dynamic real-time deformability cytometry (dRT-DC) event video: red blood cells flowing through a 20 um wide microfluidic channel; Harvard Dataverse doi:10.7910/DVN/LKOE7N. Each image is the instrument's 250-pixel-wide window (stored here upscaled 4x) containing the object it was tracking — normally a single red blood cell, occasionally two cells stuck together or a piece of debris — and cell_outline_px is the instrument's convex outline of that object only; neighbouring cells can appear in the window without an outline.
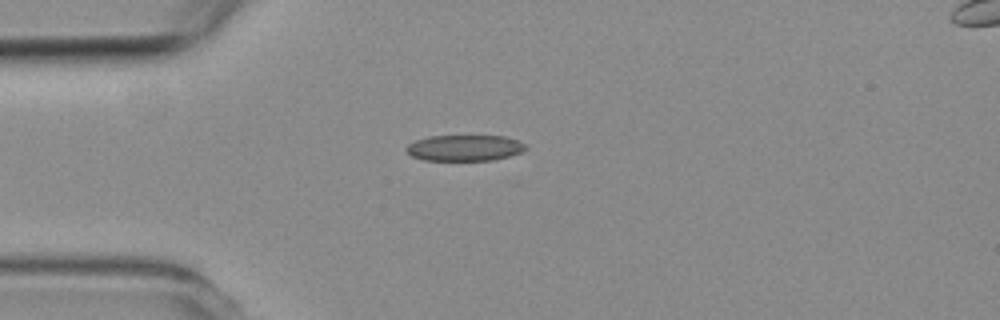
{"species": "common noctule bat (a hibernating species)", "species_latin": "Nyctalus noctula", "temperature_condition": "room temperature", "stored_images_in_passage": 4, "camera_frame_rate_fps": 3000, "um_per_image_px": 0.085, "animal": {"sex": "female", "body_mass_g": 19.3, "forearm_length_mm": 54.1}, "frame": {"image": 1, "passage_image": 3, "time_ms": 3.0, "image_size_px": [1000, 320], "cell_outline_px": [[528, 148], [520, 152], [508, 156], [492, 160], [424, 160], [412, 156], [404, 148], [408, 144], [416, 140], [428, 136], [504, 136], [528, 144]], "centroid_in_image_um": [39.49, 12.57], "position_along_channel_um": 45.5, "area_um2": 18.03}}